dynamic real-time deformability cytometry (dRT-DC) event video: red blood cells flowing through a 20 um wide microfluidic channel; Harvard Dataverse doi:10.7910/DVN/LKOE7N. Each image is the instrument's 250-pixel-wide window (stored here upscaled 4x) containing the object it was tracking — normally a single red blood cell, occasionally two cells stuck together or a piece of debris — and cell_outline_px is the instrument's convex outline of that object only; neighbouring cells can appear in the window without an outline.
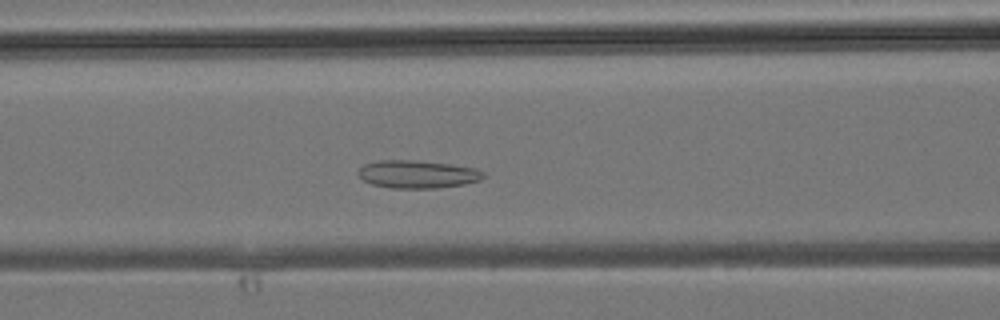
{"species": "common noctule bat (a hibernating species)", "species_latin": "Nyctalus noctula", "temperature_condition": "room temperature", "stored_images_in_passage": 34, "camera_frame_rate_fps": 3000, "um_per_image_px": 0.085, "animal": {"sex": "male", "body_mass_g": 19.2, "forearm_length_mm": 51.8}, "frame": {"image": 1, "passage_image": 10, "time_ms": 3.0, "image_size_px": [1000, 320], "cell_outline_px": [[484, 176], [480, 180], [464, 184], [436, 188], [392, 188], [372, 184], [364, 180], [356, 172], [364, 164], [376, 160], [412, 160], [452, 164], [476, 168], [484, 172]], "centroid_in_image_um": [35.48, 14.8], "position_along_channel_um": 131.1, "area_um2": 20.35}}
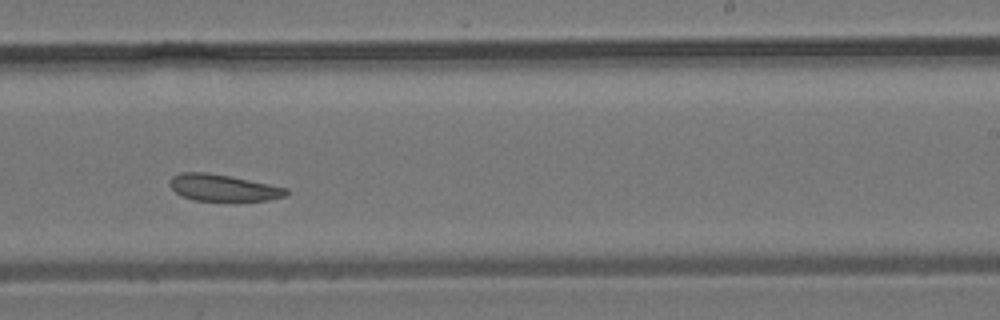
{"frame": {"image": 2, "passage_image": 18, "time_ms": 5.667, "image_size_px": [1000, 320], "cell_outline_px": [[288, 192], [284, 196], [268, 200], [192, 200], [176, 192], [168, 184], [168, 180], [172, 176], [180, 172], [204, 172], [228, 176], [288, 188]], "centroid_in_image_um": [18.91, 15.95], "position_along_channel_um": 270.1, "area_um2": 17.74}}
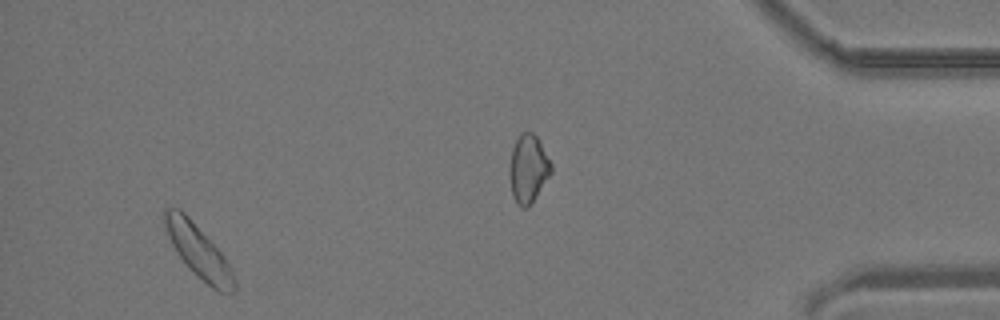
{"frame": {"image": 3, "passage_image": 31, "time_ms": 10.0, "image_size_px": [1000, 320], "cell_outline_px": [[236, 288], [232, 292], [220, 292], [212, 288], [192, 272], [188, 268], [176, 252], [164, 228], [164, 208], [180, 208], [188, 216], [224, 256], [232, 268], [236, 284]], "centroid_in_image_um": [16.86, 21.36], "position_along_channel_um": 418.3, "area_um2": 21.27}}